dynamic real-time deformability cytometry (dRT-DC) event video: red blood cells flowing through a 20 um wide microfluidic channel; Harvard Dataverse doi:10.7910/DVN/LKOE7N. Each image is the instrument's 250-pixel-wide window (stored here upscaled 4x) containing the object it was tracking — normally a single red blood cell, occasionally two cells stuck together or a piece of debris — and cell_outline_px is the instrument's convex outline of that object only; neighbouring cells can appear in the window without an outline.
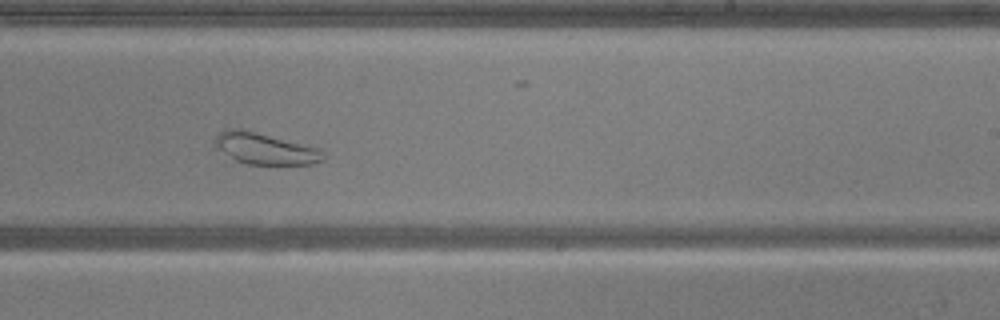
{"species": "common noctule bat (a hibernating species)", "species_latin": "Nyctalus noctula", "temperature_condition": "warm", "stored_images_in_passage": 52, "camera_frame_rate_fps": 3000, "um_per_image_px": 0.085, "animal": {"sex": "male", "body_mass_g": 20.5, "forearm_length_mm": 52.5}, "frame": {"image": 1, "passage_image": 31, "time_ms": 10.0, "image_size_px": [1000, 320], "cell_outline_px": [[328, 156], [324, 160], [312, 164], [248, 164], [236, 160], [216, 148], [212, 144], [216, 136], [224, 128], [240, 128], [320, 148]], "centroid_in_image_um": [22.54, 12.62], "position_along_channel_um": 266.5, "area_um2": 19.94}}
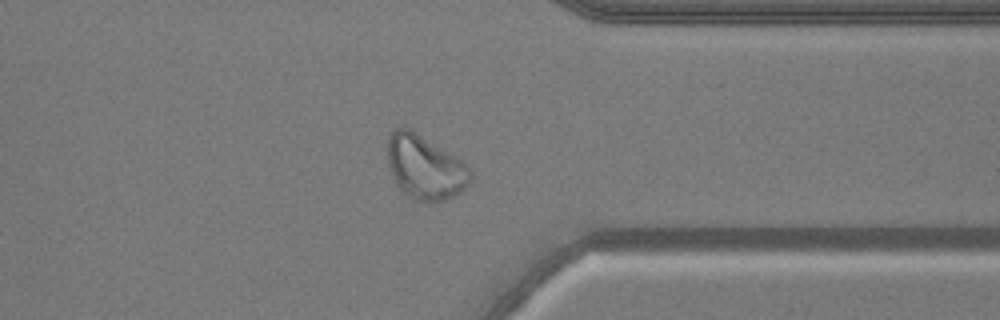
{"frame": {"image": 2, "passage_image": 40, "time_ms": 13.0, "image_size_px": [1000, 320], "cell_outline_px": [[472, 180], [460, 192], [452, 196], [440, 200], [412, 200], [400, 192], [396, 184], [388, 160], [388, 136], [392, 128], [408, 128], [416, 132], [460, 160], [472, 172]], "centroid_in_image_um": [36.09, 14.22], "position_along_channel_um": 375.3, "area_um2": 30.4}}
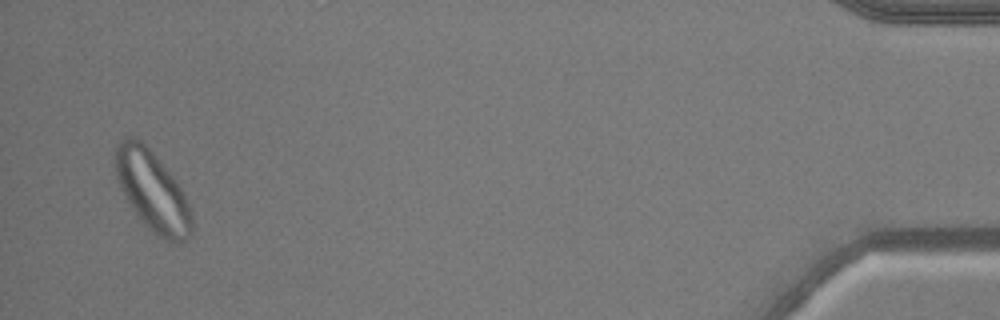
{"frame": {"image": 3, "passage_image": 50, "time_ms": 16.333, "image_size_px": [1000, 320], "cell_outline_px": [[192, 236], [176, 244], [164, 240], [152, 232], [144, 224], [132, 208], [120, 188], [112, 164], [116, 144], [124, 136], [136, 136], [148, 148], [176, 180], [184, 192], [192, 216]], "centroid_in_image_um": [12.92, 16.23], "position_along_channel_um": 422.3, "area_um2": 36.07}}